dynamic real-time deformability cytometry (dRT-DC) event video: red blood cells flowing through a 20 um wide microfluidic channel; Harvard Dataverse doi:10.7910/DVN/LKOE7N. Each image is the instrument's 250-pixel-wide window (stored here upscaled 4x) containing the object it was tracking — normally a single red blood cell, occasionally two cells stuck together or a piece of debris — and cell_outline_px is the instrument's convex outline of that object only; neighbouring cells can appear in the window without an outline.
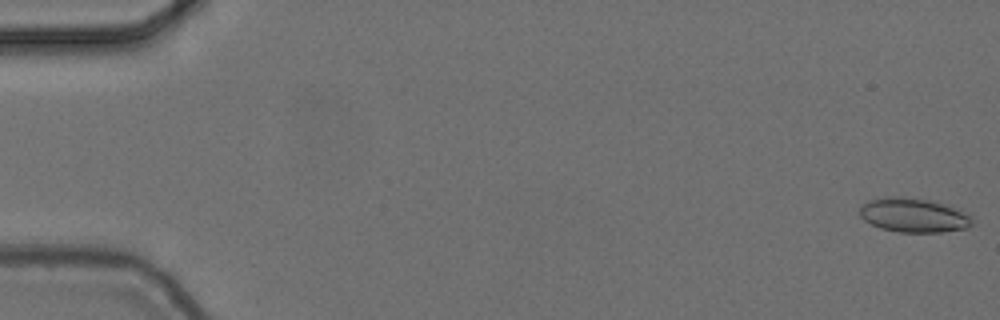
{"species": "common noctule bat (a hibernating species)", "species_latin": "Nyctalus noctula", "temperature_condition": "cold", "stored_images_in_passage": 56, "camera_frame_rate_fps": 3000, "um_per_image_px": 0.085, "animal": {"sex": "female", "body_mass_g": 24.6, "forearm_length_mm": 56.2}, "frame": {"image": 1, "passage_image": 1, "time_ms": 0.0, "image_size_px": [1000, 320], "cell_outline_px": [[972, 224], [968, 228], [940, 232], [900, 232], [880, 228], [864, 220], [860, 216], [860, 208], [868, 200], [884, 196], [904, 196], [936, 200], [960, 208], [972, 216]], "centroid_in_image_um": [77.71, 18.26], "position_along_channel_um": 7.3, "area_um2": 23.0}}
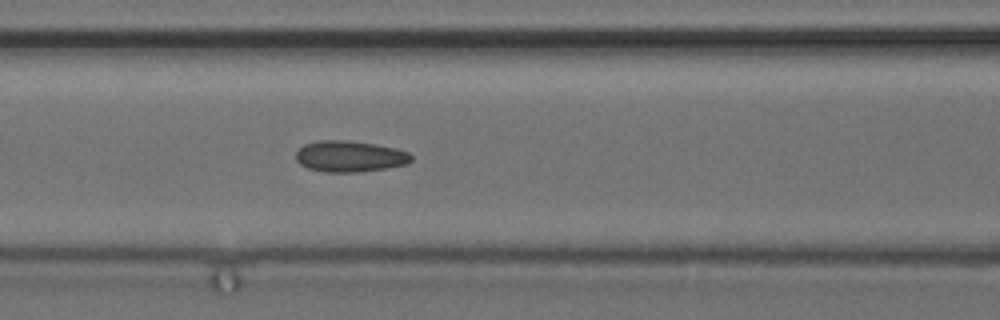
{"frame": {"image": 2, "passage_image": 24, "time_ms": 7.667, "image_size_px": [1000, 320], "cell_outline_px": [[412, 160], [408, 164], [388, 168], [356, 172], [324, 172], [308, 168], [300, 164], [296, 160], [296, 152], [304, 144], [316, 140], [348, 140], [376, 144], [396, 148], [408, 152], [412, 156]], "centroid_in_image_um": [29.74, 13.28], "position_along_channel_um": 136.9, "area_um2": 21.15}}
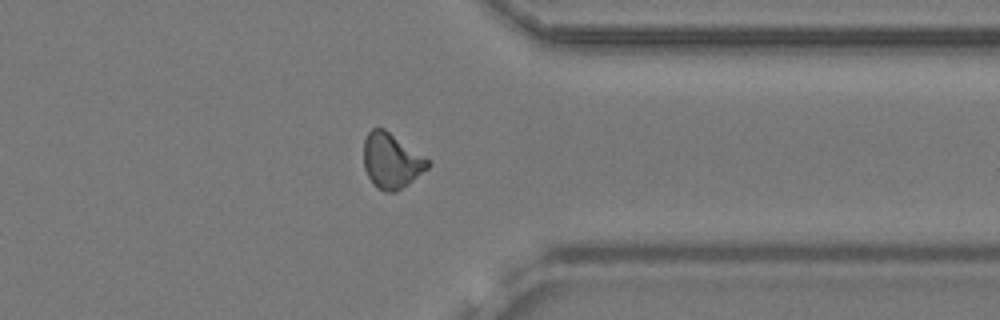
{"frame": {"image": 3, "passage_image": 44, "time_ms": 14.333, "image_size_px": [1000, 320], "cell_outline_px": [[432, 164], [428, 168], [408, 184], [396, 192], [384, 192], [368, 176], [364, 168], [364, 140], [368, 132], [372, 128], [384, 128], [428, 160]], "centroid_in_image_um": [33.26, 13.67], "position_along_channel_um": 378.1, "area_um2": 20.17}, "authors_computed_cell_mechanics": {"area_um2": 20.6635, "velocity_mm_per_s": 3.6978, "shape_relaxation_time_tau1_ms": null, "shape_relaxation_time_tau2_ms": 1.9968, "deformation_change_tau1": null, "deformation_change_tau2": 0.0756}}